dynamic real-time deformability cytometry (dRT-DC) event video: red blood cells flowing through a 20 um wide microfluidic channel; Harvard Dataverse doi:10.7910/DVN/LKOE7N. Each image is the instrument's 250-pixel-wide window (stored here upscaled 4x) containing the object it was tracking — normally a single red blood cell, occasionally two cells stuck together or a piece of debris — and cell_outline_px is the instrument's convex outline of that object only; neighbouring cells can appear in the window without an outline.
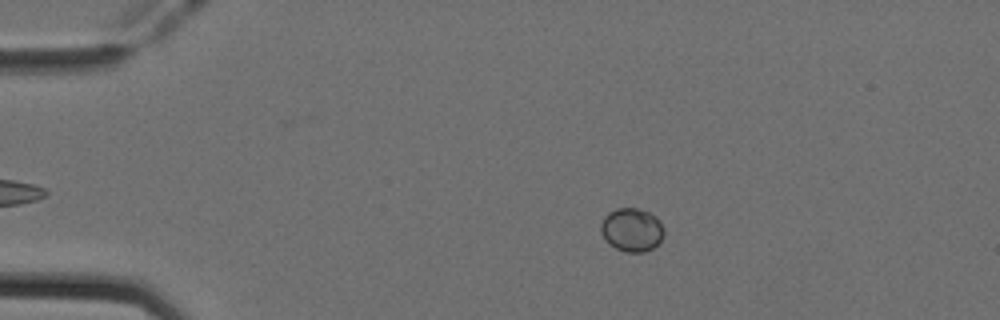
{"species": "Egyptian fruit bat (a non-hibernating species)", "species_latin": "Rousettus aegyptiacus", "temperature_condition": "cold", "stored_images_in_passage": 51, "camera_frame_rate_fps": 3000, "um_per_image_px": 0.085, "animal": {"sex": "female"}, "frame": {"image": 1, "passage_image": 10, "time_ms": 3.0, "image_size_px": [1000, 320], "cell_outline_px": [[664, 236], [652, 248], [644, 252], [624, 252], [616, 248], [600, 232], [600, 224], [604, 216], [608, 212], [616, 208], [636, 208], [648, 212], [656, 216], [664, 228]], "centroid_in_image_um": [53.7, 19.51], "position_along_channel_um": 31.3, "area_um2": 15.9}}
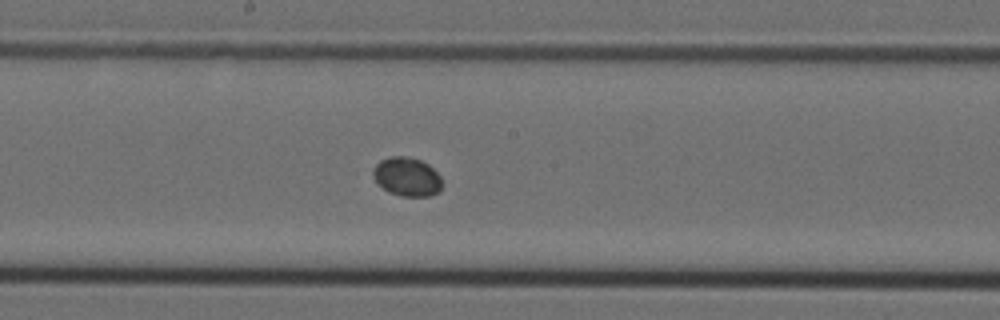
{"frame": {"image": 2, "passage_image": 28, "time_ms": 9.0, "image_size_px": [1000, 320], "cell_outline_px": [[444, 184], [440, 192], [428, 196], [400, 196], [388, 192], [376, 184], [372, 176], [372, 168], [380, 160], [388, 156], [404, 156], [420, 160], [428, 164], [440, 176]], "centroid_in_image_um": [34.57, 15.03], "position_along_channel_um": 213.6, "area_um2": 16.01}}
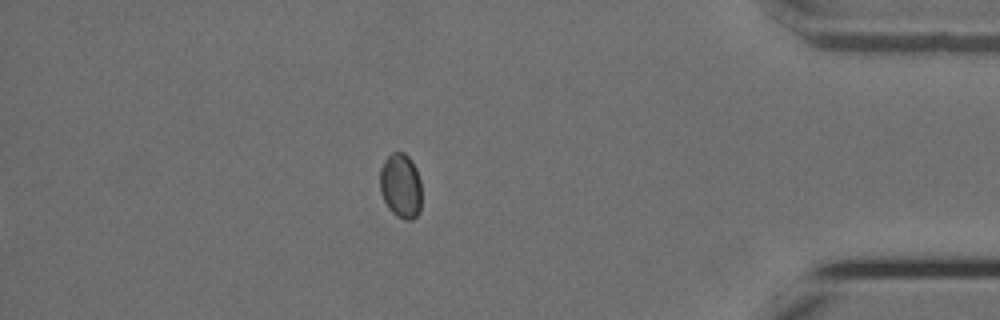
{"frame": {"image": 3, "passage_image": 45, "time_ms": 14.667, "image_size_px": [1000, 320], "cell_outline_px": [[420, 212], [412, 220], [404, 220], [396, 216], [388, 208], [380, 192], [380, 168], [384, 160], [392, 152], [404, 152], [412, 160], [416, 168], [420, 180]], "centroid_in_image_um": [34.05, 15.79], "position_along_channel_um": 401.1, "area_um2": 15.9}}